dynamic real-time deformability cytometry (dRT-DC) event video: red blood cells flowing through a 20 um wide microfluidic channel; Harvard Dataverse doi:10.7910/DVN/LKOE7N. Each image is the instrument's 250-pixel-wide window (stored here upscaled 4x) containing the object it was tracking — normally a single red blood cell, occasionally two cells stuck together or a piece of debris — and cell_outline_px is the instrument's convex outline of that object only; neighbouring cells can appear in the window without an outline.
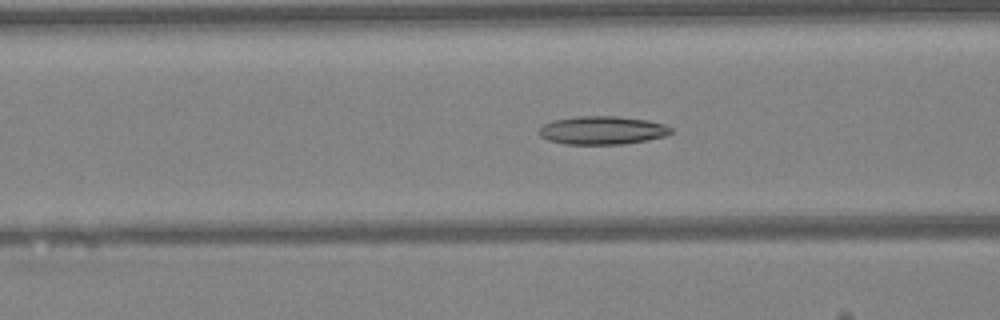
{"species": "Egyptian fruit bat (a non-hibernating species)", "species_latin": "Rousettus aegyptiacus", "temperature_condition": "warm", "stored_images_in_passage": 38, "camera_frame_rate_fps": 3000, "um_per_image_px": 0.085, "animal": {"sex": "female"}, "frame": {"image": 1, "passage_image": 14, "time_ms": 4.333, "image_size_px": [1000, 320], "cell_outline_px": [[672, 132], [664, 136], [648, 140], [624, 144], [564, 144], [548, 140], [540, 136], [536, 132], [544, 124], [556, 120], [576, 116], [616, 116], [648, 120], [664, 124], [672, 128]], "centroid_in_image_um": [51.19, 11.08], "position_along_channel_um": 115.4, "area_um2": 21.79}}
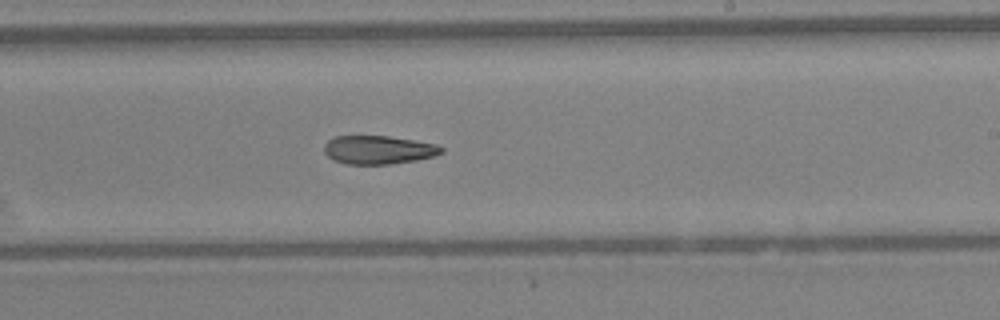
{"frame": {"image": 2, "passage_image": 24, "time_ms": 7.667, "image_size_px": [1000, 320], "cell_outline_px": [[444, 152], [436, 156], [416, 160], [388, 164], [344, 164], [332, 160], [324, 152], [324, 144], [328, 140], [336, 136], [388, 136], [436, 144], [444, 148]], "centroid_in_image_um": [32.16, 12.74], "position_along_channel_um": 256.8, "area_um2": 19.54}}
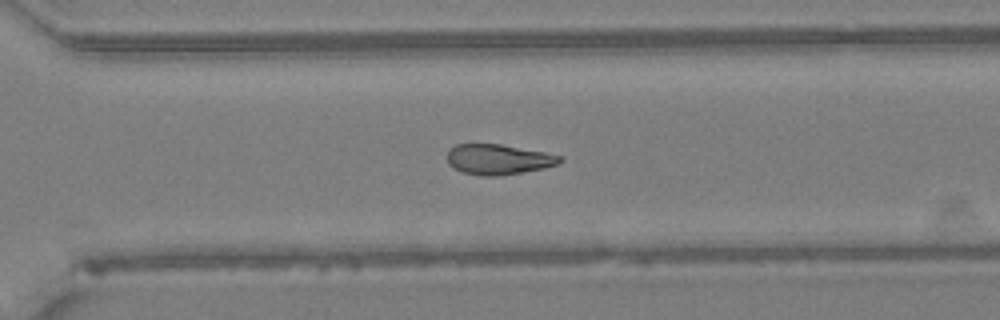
{"frame": {"image": 3, "passage_image": 29, "time_ms": 9.333, "image_size_px": [1000, 320], "cell_outline_px": [[564, 160], [560, 164], [544, 168], [500, 176], [484, 176], [460, 172], [452, 168], [448, 164], [448, 152], [456, 144], [500, 144], [544, 152], [560, 156]], "centroid_in_image_um": [42.36, 13.56], "position_along_channel_um": 328.2, "area_um2": 19.94}, "authors_computed_cell_mechanics": {"area_um2": 20.4612, "velocity_mm_per_s": 4.2705, "shape_relaxation_time_tau1_ms": null, "shape_relaxation_time_tau2_ms": 3.7418, "deformation_change_tau1": null, "deformation_change_tau2": 0.1267}}